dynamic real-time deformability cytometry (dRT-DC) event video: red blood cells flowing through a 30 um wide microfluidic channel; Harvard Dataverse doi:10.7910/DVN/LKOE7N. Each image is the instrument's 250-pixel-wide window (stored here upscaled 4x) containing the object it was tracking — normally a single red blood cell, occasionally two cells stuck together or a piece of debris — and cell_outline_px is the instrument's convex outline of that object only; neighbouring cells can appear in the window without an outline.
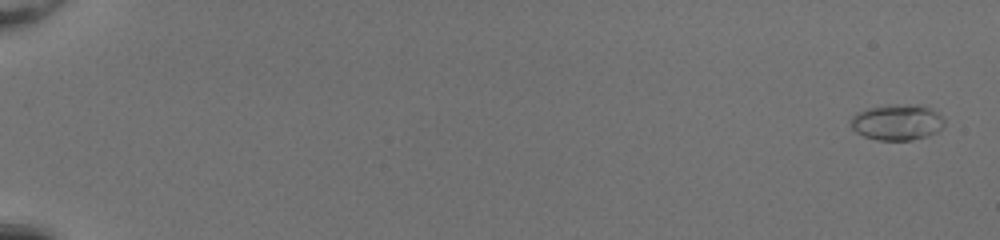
{"species": "common noctule bat (a hibernating species)", "species_latin": "Nyctalus noctula", "temperature_condition": "room temperature", "stored_images_in_passage": 52, "camera_frame_rate_fps": 3000, "um_per_image_px": 0.085, "animal": {"sex": "female", "body_mass_g": 20.0, "forearm_length_mm": 54.0}, "frame": {"image": 1, "passage_image": 2, "time_ms": 0.333, "image_size_px": [1000, 240], "cell_outline_px": [[944, 124], [936, 132], [912, 140], [876, 140], [864, 136], [856, 132], [852, 128], [852, 116], [856, 112], [868, 108], [888, 104], [920, 104], [932, 108], [944, 120]], "centroid_in_image_um": [76.24, 10.37], "position_along_channel_um": 8.8, "area_um2": 19.59}}
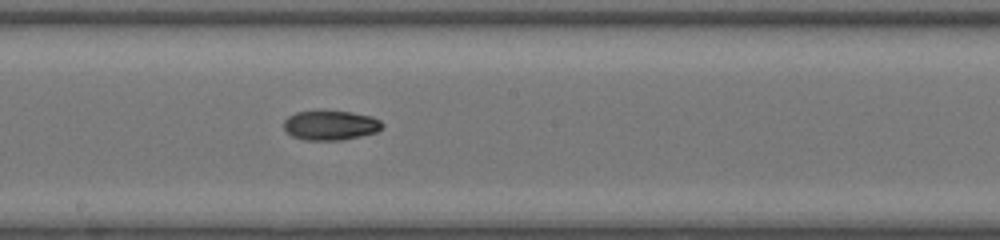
{"frame": {"image": 2, "passage_image": 32, "time_ms": 10.333, "image_size_px": [1000, 240], "cell_outline_px": [[384, 128], [376, 132], [360, 136], [340, 140], [304, 140], [292, 136], [284, 128], [284, 120], [288, 116], [296, 112], [320, 108], [352, 112], [372, 116], [380, 120], [384, 124]], "centroid_in_image_um": [28.09, 10.6], "position_along_channel_um": 220.1, "area_um2": 17.63}}
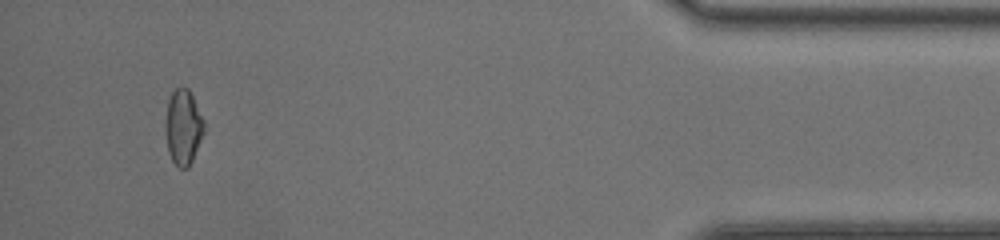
{"frame": {"image": 3, "passage_image": 50, "time_ms": 16.333, "image_size_px": [1000, 240], "cell_outline_px": [[204, 132], [192, 160], [188, 168], [180, 168], [172, 160], [168, 152], [164, 128], [168, 100], [172, 92], [176, 88], [188, 88], [204, 120]], "centroid_in_image_um": [15.55, 10.81], "position_along_channel_um": 419.6, "area_um2": 16.82}, "authors_computed_cell_mechanics": {"area_um2": 17.3978, "velocity_mm_per_s": 4.2456, "shape_relaxation_time_tau1_ms": 6.4096, "shape_relaxation_time_tau2_ms": 4.7445, "deformation_change_tau1": 0.1718, "deformation_change_tau2": 0.0851}}